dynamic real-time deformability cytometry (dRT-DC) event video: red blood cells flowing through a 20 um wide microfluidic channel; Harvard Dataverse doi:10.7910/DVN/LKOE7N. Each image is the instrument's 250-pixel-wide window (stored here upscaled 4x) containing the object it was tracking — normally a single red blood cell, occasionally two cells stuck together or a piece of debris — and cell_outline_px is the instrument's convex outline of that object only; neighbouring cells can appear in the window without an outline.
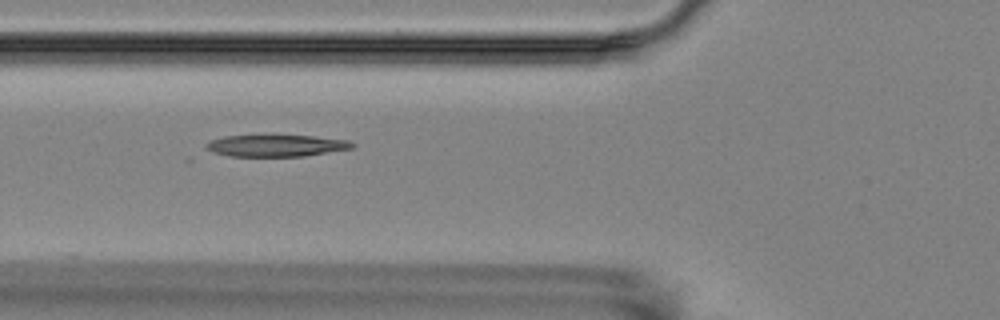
{"species": "Egyptian fruit bat (a non-hibernating species)", "species_latin": "Rousettus aegyptiacus", "temperature_condition": "room temperature", "stored_images_in_passage": 14, "camera_frame_rate_fps": 3000, "um_per_image_px": 0.085, "animal": {"sex": "female"}, "frame": {"image": 1, "passage_image": 5, "time_ms": 6.333, "image_size_px": [1000, 320], "cell_outline_px": [[356, 144], [352, 148], [304, 156], [228, 156], [212, 152], [204, 148], [204, 144], [208, 140], [224, 136], [264, 132], [272, 132], [316, 136], [348, 140]], "centroid_in_image_um": [23.38, 12.31], "position_along_channel_um": 102.4, "area_um2": 19.94}}
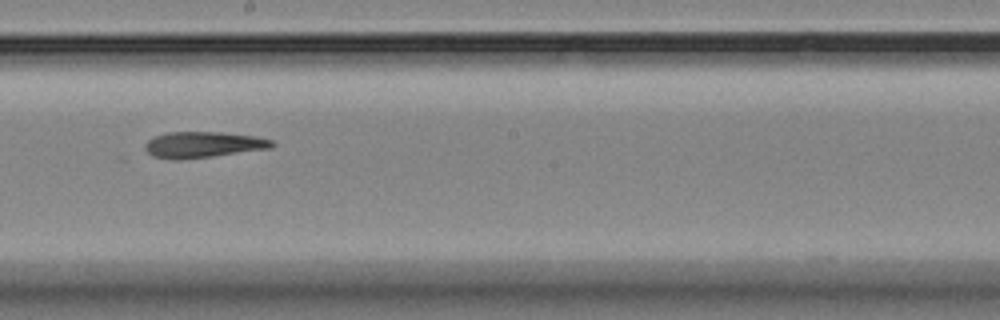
{"frame": {"image": 2, "passage_image": 8, "time_ms": 10.0, "image_size_px": [1000, 320], "cell_outline_px": [[276, 144], [272, 148], [212, 156], [180, 160], [172, 160], [152, 156], [144, 148], [144, 144], [148, 140], [156, 136], [168, 132], [220, 132], [256, 136], [272, 140]], "centroid_in_image_um": [17.26, 12.3], "position_along_channel_um": 230.9, "area_um2": 19.31}}
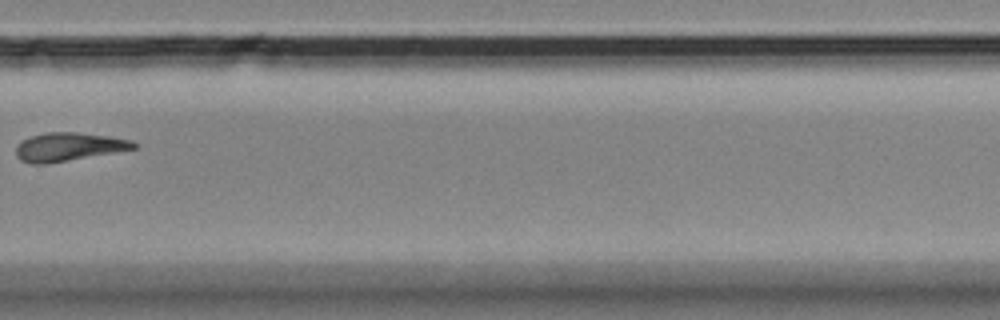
{"frame": {"image": 3, "passage_image": 10, "time_ms": 12.667, "image_size_px": [1000, 320], "cell_outline_px": [[140, 144], [136, 148], [48, 164], [32, 164], [20, 160], [16, 156], [16, 148], [24, 140], [32, 136], [48, 132], [76, 132], [108, 136], [132, 140]], "centroid_in_image_um": [5.85, 12.49], "position_along_channel_um": 323.9, "area_um2": 19.36}, "authors_computed_cell_mechanics": {"area_um2": 19.5364, "velocity_mm_per_s": 3.5077, "shape_relaxation_time_tau1_ms": null, "shape_relaxation_time_tau2_ms": 4.5145, "deformation_change_tau1": null, "deformation_change_tau2": 0.1374}}